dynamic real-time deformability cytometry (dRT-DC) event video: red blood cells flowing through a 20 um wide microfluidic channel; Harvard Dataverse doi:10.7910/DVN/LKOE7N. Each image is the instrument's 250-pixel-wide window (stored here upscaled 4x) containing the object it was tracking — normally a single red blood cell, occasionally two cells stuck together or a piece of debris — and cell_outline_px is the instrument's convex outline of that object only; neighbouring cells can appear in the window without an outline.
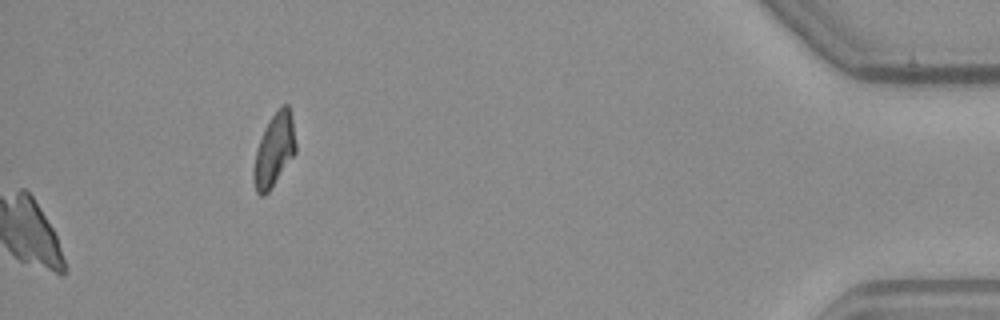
{"species": "common noctule bat (a hibernating species)", "species_latin": "Nyctalus noctula", "temperature_condition": "warm", "stored_images_in_passage": 49, "camera_frame_rate_fps": 3000, "um_per_image_px": 0.085, "animal": {"sex": "male", "body_mass_g": 23.1, "forearm_length_mm": 52.7}, "frame": {"image": 1, "passage_image": 49, "time_ms": 16.0, "image_size_px": [1000, 320], "cell_outline_px": [[296, 152], [268, 192], [264, 196], [260, 196], [256, 192], [252, 180], [252, 172], [256, 148], [264, 128], [280, 104], [288, 104], [292, 120], [296, 144]], "centroid_in_image_um": [23.27, 12.77], "position_along_channel_um": 411.9, "area_um2": 17.98}}